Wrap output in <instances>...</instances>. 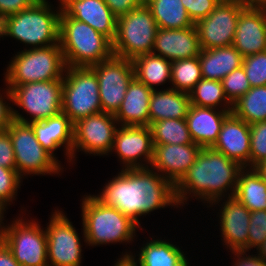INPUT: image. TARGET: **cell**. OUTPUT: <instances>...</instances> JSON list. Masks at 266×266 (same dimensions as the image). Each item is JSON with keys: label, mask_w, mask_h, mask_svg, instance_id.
Wrapping results in <instances>:
<instances>
[{"label": "cell", "mask_w": 266, "mask_h": 266, "mask_svg": "<svg viewBox=\"0 0 266 266\" xmlns=\"http://www.w3.org/2000/svg\"><path fill=\"white\" fill-rule=\"evenodd\" d=\"M189 18L195 24L197 21L207 17L220 0H181Z\"/></svg>", "instance_id": "41"}, {"label": "cell", "mask_w": 266, "mask_h": 266, "mask_svg": "<svg viewBox=\"0 0 266 266\" xmlns=\"http://www.w3.org/2000/svg\"><path fill=\"white\" fill-rule=\"evenodd\" d=\"M82 216L84 238L89 245L129 242L139 226L116 208L103 205L94 195L83 198Z\"/></svg>", "instance_id": "5"}, {"label": "cell", "mask_w": 266, "mask_h": 266, "mask_svg": "<svg viewBox=\"0 0 266 266\" xmlns=\"http://www.w3.org/2000/svg\"><path fill=\"white\" fill-rule=\"evenodd\" d=\"M59 43L67 67H91L112 55V42L87 23L60 14Z\"/></svg>", "instance_id": "3"}, {"label": "cell", "mask_w": 266, "mask_h": 266, "mask_svg": "<svg viewBox=\"0 0 266 266\" xmlns=\"http://www.w3.org/2000/svg\"><path fill=\"white\" fill-rule=\"evenodd\" d=\"M14 150L16 172L23 174H51L60 172V164L37 141L30 123L13 120L6 128ZM23 173V174H22Z\"/></svg>", "instance_id": "10"}, {"label": "cell", "mask_w": 266, "mask_h": 266, "mask_svg": "<svg viewBox=\"0 0 266 266\" xmlns=\"http://www.w3.org/2000/svg\"><path fill=\"white\" fill-rule=\"evenodd\" d=\"M159 52L156 54V51ZM201 47L194 26L182 29L158 28L152 53L171 62L199 56Z\"/></svg>", "instance_id": "20"}, {"label": "cell", "mask_w": 266, "mask_h": 266, "mask_svg": "<svg viewBox=\"0 0 266 266\" xmlns=\"http://www.w3.org/2000/svg\"><path fill=\"white\" fill-rule=\"evenodd\" d=\"M238 3L242 7L261 8L265 0H229Z\"/></svg>", "instance_id": "48"}, {"label": "cell", "mask_w": 266, "mask_h": 266, "mask_svg": "<svg viewBox=\"0 0 266 266\" xmlns=\"http://www.w3.org/2000/svg\"><path fill=\"white\" fill-rule=\"evenodd\" d=\"M158 26L150 9L144 3L117 18L116 35L112 41L114 56L133 60L152 53Z\"/></svg>", "instance_id": "7"}, {"label": "cell", "mask_w": 266, "mask_h": 266, "mask_svg": "<svg viewBox=\"0 0 266 266\" xmlns=\"http://www.w3.org/2000/svg\"><path fill=\"white\" fill-rule=\"evenodd\" d=\"M189 97L191 105L215 109L222 101H226L225 106L232 108L224 94L221 81L202 78L189 92Z\"/></svg>", "instance_id": "35"}, {"label": "cell", "mask_w": 266, "mask_h": 266, "mask_svg": "<svg viewBox=\"0 0 266 266\" xmlns=\"http://www.w3.org/2000/svg\"><path fill=\"white\" fill-rule=\"evenodd\" d=\"M21 179L22 177L16 170L0 166V205L4 208L8 202L14 199Z\"/></svg>", "instance_id": "39"}, {"label": "cell", "mask_w": 266, "mask_h": 266, "mask_svg": "<svg viewBox=\"0 0 266 266\" xmlns=\"http://www.w3.org/2000/svg\"><path fill=\"white\" fill-rule=\"evenodd\" d=\"M153 145L194 143L186 119H165L149 125Z\"/></svg>", "instance_id": "33"}, {"label": "cell", "mask_w": 266, "mask_h": 266, "mask_svg": "<svg viewBox=\"0 0 266 266\" xmlns=\"http://www.w3.org/2000/svg\"><path fill=\"white\" fill-rule=\"evenodd\" d=\"M248 251L266 240V210L252 211L248 228Z\"/></svg>", "instance_id": "40"}, {"label": "cell", "mask_w": 266, "mask_h": 266, "mask_svg": "<svg viewBox=\"0 0 266 266\" xmlns=\"http://www.w3.org/2000/svg\"><path fill=\"white\" fill-rule=\"evenodd\" d=\"M111 12L117 17H121L131 10L142 6L145 0H104Z\"/></svg>", "instance_id": "43"}, {"label": "cell", "mask_w": 266, "mask_h": 266, "mask_svg": "<svg viewBox=\"0 0 266 266\" xmlns=\"http://www.w3.org/2000/svg\"><path fill=\"white\" fill-rule=\"evenodd\" d=\"M66 63L60 44L25 49L13 58L7 69L8 86L63 80Z\"/></svg>", "instance_id": "6"}, {"label": "cell", "mask_w": 266, "mask_h": 266, "mask_svg": "<svg viewBox=\"0 0 266 266\" xmlns=\"http://www.w3.org/2000/svg\"><path fill=\"white\" fill-rule=\"evenodd\" d=\"M49 223L45 229L49 266H80V238L71 222L61 211H55Z\"/></svg>", "instance_id": "15"}, {"label": "cell", "mask_w": 266, "mask_h": 266, "mask_svg": "<svg viewBox=\"0 0 266 266\" xmlns=\"http://www.w3.org/2000/svg\"><path fill=\"white\" fill-rule=\"evenodd\" d=\"M259 169L262 171V173L266 176V162L265 163H263L260 167H259Z\"/></svg>", "instance_id": "53"}, {"label": "cell", "mask_w": 266, "mask_h": 266, "mask_svg": "<svg viewBox=\"0 0 266 266\" xmlns=\"http://www.w3.org/2000/svg\"><path fill=\"white\" fill-rule=\"evenodd\" d=\"M0 266H20L13 257L12 252L0 239Z\"/></svg>", "instance_id": "47"}, {"label": "cell", "mask_w": 266, "mask_h": 266, "mask_svg": "<svg viewBox=\"0 0 266 266\" xmlns=\"http://www.w3.org/2000/svg\"><path fill=\"white\" fill-rule=\"evenodd\" d=\"M242 66L251 87L266 85V51L244 57Z\"/></svg>", "instance_id": "38"}, {"label": "cell", "mask_w": 266, "mask_h": 266, "mask_svg": "<svg viewBox=\"0 0 266 266\" xmlns=\"http://www.w3.org/2000/svg\"><path fill=\"white\" fill-rule=\"evenodd\" d=\"M63 80L25 83L19 86H9L6 94L14 102L32 116L28 121L16 110L13 118L19 122L30 123L42 121L62 112Z\"/></svg>", "instance_id": "9"}, {"label": "cell", "mask_w": 266, "mask_h": 266, "mask_svg": "<svg viewBox=\"0 0 266 266\" xmlns=\"http://www.w3.org/2000/svg\"><path fill=\"white\" fill-rule=\"evenodd\" d=\"M189 93L169 88L152 92L149 102L150 124L165 119H186L190 107Z\"/></svg>", "instance_id": "27"}, {"label": "cell", "mask_w": 266, "mask_h": 266, "mask_svg": "<svg viewBox=\"0 0 266 266\" xmlns=\"http://www.w3.org/2000/svg\"><path fill=\"white\" fill-rule=\"evenodd\" d=\"M0 166L16 170L12 141L7 130H0Z\"/></svg>", "instance_id": "42"}, {"label": "cell", "mask_w": 266, "mask_h": 266, "mask_svg": "<svg viewBox=\"0 0 266 266\" xmlns=\"http://www.w3.org/2000/svg\"><path fill=\"white\" fill-rule=\"evenodd\" d=\"M115 123L117 120L114 114L105 112L90 115L74 123L71 160L76 149L94 155L112 152L117 130Z\"/></svg>", "instance_id": "13"}, {"label": "cell", "mask_w": 266, "mask_h": 266, "mask_svg": "<svg viewBox=\"0 0 266 266\" xmlns=\"http://www.w3.org/2000/svg\"><path fill=\"white\" fill-rule=\"evenodd\" d=\"M34 2H46V0H33Z\"/></svg>", "instance_id": "55"}, {"label": "cell", "mask_w": 266, "mask_h": 266, "mask_svg": "<svg viewBox=\"0 0 266 266\" xmlns=\"http://www.w3.org/2000/svg\"><path fill=\"white\" fill-rule=\"evenodd\" d=\"M0 239L20 266H49L47 235L38 223H25L19 218L11 225L3 226Z\"/></svg>", "instance_id": "11"}, {"label": "cell", "mask_w": 266, "mask_h": 266, "mask_svg": "<svg viewBox=\"0 0 266 266\" xmlns=\"http://www.w3.org/2000/svg\"><path fill=\"white\" fill-rule=\"evenodd\" d=\"M139 266H188V262L177 246L161 240L146 243L139 253Z\"/></svg>", "instance_id": "31"}, {"label": "cell", "mask_w": 266, "mask_h": 266, "mask_svg": "<svg viewBox=\"0 0 266 266\" xmlns=\"http://www.w3.org/2000/svg\"><path fill=\"white\" fill-rule=\"evenodd\" d=\"M262 10L264 11V13H265V16H266V0H265V2H264V4L262 5Z\"/></svg>", "instance_id": "54"}, {"label": "cell", "mask_w": 266, "mask_h": 266, "mask_svg": "<svg viewBox=\"0 0 266 266\" xmlns=\"http://www.w3.org/2000/svg\"><path fill=\"white\" fill-rule=\"evenodd\" d=\"M99 85L102 112L115 114L135 78L133 61L112 55L109 59L91 66Z\"/></svg>", "instance_id": "12"}, {"label": "cell", "mask_w": 266, "mask_h": 266, "mask_svg": "<svg viewBox=\"0 0 266 266\" xmlns=\"http://www.w3.org/2000/svg\"><path fill=\"white\" fill-rule=\"evenodd\" d=\"M135 78L154 90L153 85H161L171 80L172 62L153 53L142 54L133 60Z\"/></svg>", "instance_id": "30"}, {"label": "cell", "mask_w": 266, "mask_h": 266, "mask_svg": "<svg viewBox=\"0 0 266 266\" xmlns=\"http://www.w3.org/2000/svg\"><path fill=\"white\" fill-rule=\"evenodd\" d=\"M201 147L196 143L154 145L151 167L164 172L176 185L195 162Z\"/></svg>", "instance_id": "18"}, {"label": "cell", "mask_w": 266, "mask_h": 266, "mask_svg": "<svg viewBox=\"0 0 266 266\" xmlns=\"http://www.w3.org/2000/svg\"><path fill=\"white\" fill-rule=\"evenodd\" d=\"M201 79L199 56L172 62V89L189 93Z\"/></svg>", "instance_id": "34"}, {"label": "cell", "mask_w": 266, "mask_h": 266, "mask_svg": "<svg viewBox=\"0 0 266 266\" xmlns=\"http://www.w3.org/2000/svg\"><path fill=\"white\" fill-rule=\"evenodd\" d=\"M245 169L239 162L227 158L212 147L201 148L195 162L175 185L178 205L184 204L186 195L193 193L209 203L218 202L226 189L231 188L229 197L236 191L240 171ZM191 192V193H190Z\"/></svg>", "instance_id": "2"}, {"label": "cell", "mask_w": 266, "mask_h": 266, "mask_svg": "<svg viewBox=\"0 0 266 266\" xmlns=\"http://www.w3.org/2000/svg\"><path fill=\"white\" fill-rule=\"evenodd\" d=\"M33 0H0V16L5 18L31 7Z\"/></svg>", "instance_id": "44"}, {"label": "cell", "mask_w": 266, "mask_h": 266, "mask_svg": "<svg viewBox=\"0 0 266 266\" xmlns=\"http://www.w3.org/2000/svg\"><path fill=\"white\" fill-rule=\"evenodd\" d=\"M158 28L182 29L194 26L181 0H145Z\"/></svg>", "instance_id": "29"}, {"label": "cell", "mask_w": 266, "mask_h": 266, "mask_svg": "<svg viewBox=\"0 0 266 266\" xmlns=\"http://www.w3.org/2000/svg\"><path fill=\"white\" fill-rule=\"evenodd\" d=\"M243 58L233 45L201 49L199 62L202 78L221 81L234 69L242 66Z\"/></svg>", "instance_id": "26"}, {"label": "cell", "mask_w": 266, "mask_h": 266, "mask_svg": "<svg viewBox=\"0 0 266 266\" xmlns=\"http://www.w3.org/2000/svg\"><path fill=\"white\" fill-rule=\"evenodd\" d=\"M232 113L248 124L266 120V85L251 87L232 104Z\"/></svg>", "instance_id": "32"}, {"label": "cell", "mask_w": 266, "mask_h": 266, "mask_svg": "<svg viewBox=\"0 0 266 266\" xmlns=\"http://www.w3.org/2000/svg\"><path fill=\"white\" fill-rule=\"evenodd\" d=\"M4 18L0 16V36H3Z\"/></svg>", "instance_id": "52"}, {"label": "cell", "mask_w": 266, "mask_h": 266, "mask_svg": "<svg viewBox=\"0 0 266 266\" xmlns=\"http://www.w3.org/2000/svg\"><path fill=\"white\" fill-rule=\"evenodd\" d=\"M153 90L134 78L128 85L125 97L114 114L122 126H149V102Z\"/></svg>", "instance_id": "24"}, {"label": "cell", "mask_w": 266, "mask_h": 266, "mask_svg": "<svg viewBox=\"0 0 266 266\" xmlns=\"http://www.w3.org/2000/svg\"><path fill=\"white\" fill-rule=\"evenodd\" d=\"M5 210V208L3 207V206H1L0 205V233H1V230H2V226H1V224H2V219H3V211Z\"/></svg>", "instance_id": "51"}, {"label": "cell", "mask_w": 266, "mask_h": 266, "mask_svg": "<svg viewBox=\"0 0 266 266\" xmlns=\"http://www.w3.org/2000/svg\"><path fill=\"white\" fill-rule=\"evenodd\" d=\"M244 7L233 1H221L205 18L194 25L201 49H212L233 44L238 17Z\"/></svg>", "instance_id": "14"}, {"label": "cell", "mask_w": 266, "mask_h": 266, "mask_svg": "<svg viewBox=\"0 0 266 266\" xmlns=\"http://www.w3.org/2000/svg\"><path fill=\"white\" fill-rule=\"evenodd\" d=\"M244 173L242 169L234 197L250 212L266 210V176L259 168Z\"/></svg>", "instance_id": "28"}, {"label": "cell", "mask_w": 266, "mask_h": 266, "mask_svg": "<svg viewBox=\"0 0 266 266\" xmlns=\"http://www.w3.org/2000/svg\"><path fill=\"white\" fill-rule=\"evenodd\" d=\"M62 87V112L72 123L102 112L99 85L91 67H66Z\"/></svg>", "instance_id": "8"}, {"label": "cell", "mask_w": 266, "mask_h": 266, "mask_svg": "<svg viewBox=\"0 0 266 266\" xmlns=\"http://www.w3.org/2000/svg\"><path fill=\"white\" fill-rule=\"evenodd\" d=\"M4 98L0 96V130H6V128L12 123L13 109L3 101Z\"/></svg>", "instance_id": "46"}, {"label": "cell", "mask_w": 266, "mask_h": 266, "mask_svg": "<svg viewBox=\"0 0 266 266\" xmlns=\"http://www.w3.org/2000/svg\"><path fill=\"white\" fill-rule=\"evenodd\" d=\"M232 112V108H224L216 112L214 108L190 105L186 122L194 143L201 148L212 147L218 139L224 119Z\"/></svg>", "instance_id": "22"}, {"label": "cell", "mask_w": 266, "mask_h": 266, "mask_svg": "<svg viewBox=\"0 0 266 266\" xmlns=\"http://www.w3.org/2000/svg\"><path fill=\"white\" fill-rule=\"evenodd\" d=\"M212 148L246 168L250 157V124L231 112L224 119L218 139Z\"/></svg>", "instance_id": "21"}, {"label": "cell", "mask_w": 266, "mask_h": 266, "mask_svg": "<svg viewBox=\"0 0 266 266\" xmlns=\"http://www.w3.org/2000/svg\"><path fill=\"white\" fill-rule=\"evenodd\" d=\"M122 169L104 187L100 195L94 196L103 205L114 207L138 225V216L178 205L175 185L164 174H157L148 168Z\"/></svg>", "instance_id": "1"}, {"label": "cell", "mask_w": 266, "mask_h": 266, "mask_svg": "<svg viewBox=\"0 0 266 266\" xmlns=\"http://www.w3.org/2000/svg\"><path fill=\"white\" fill-rule=\"evenodd\" d=\"M232 45L243 57L266 51V16L262 8L244 7L240 11Z\"/></svg>", "instance_id": "19"}, {"label": "cell", "mask_w": 266, "mask_h": 266, "mask_svg": "<svg viewBox=\"0 0 266 266\" xmlns=\"http://www.w3.org/2000/svg\"><path fill=\"white\" fill-rule=\"evenodd\" d=\"M61 11L68 17L87 23L111 42L116 35L117 17L104 0H60Z\"/></svg>", "instance_id": "17"}, {"label": "cell", "mask_w": 266, "mask_h": 266, "mask_svg": "<svg viewBox=\"0 0 266 266\" xmlns=\"http://www.w3.org/2000/svg\"><path fill=\"white\" fill-rule=\"evenodd\" d=\"M259 254L258 256L266 262V240L258 247Z\"/></svg>", "instance_id": "50"}, {"label": "cell", "mask_w": 266, "mask_h": 266, "mask_svg": "<svg viewBox=\"0 0 266 266\" xmlns=\"http://www.w3.org/2000/svg\"><path fill=\"white\" fill-rule=\"evenodd\" d=\"M233 253H235V256H238V260L235 261L236 263L234 264V266H266V262H264L259 256H243L246 251L244 250H234L232 251ZM240 256V257H239Z\"/></svg>", "instance_id": "45"}, {"label": "cell", "mask_w": 266, "mask_h": 266, "mask_svg": "<svg viewBox=\"0 0 266 266\" xmlns=\"http://www.w3.org/2000/svg\"><path fill=\"white\" fill-rule=\"evenodd\" d=\"M37 141L54 156L53 151L66 145V154L71 161L74 124L63 112L42 121L30 122Z\"/></svg>", "instance_id": "25"}, {"label": "cell", "mask_w": 266, "mask_h": 266, "mask_svg": "<svg viewBox=\"0 0 266 266\" xmlns=\"http://www.w3.org/2000/svg\"><path fill=\"white\" fill-rule=\"evenodd\" d=\"M115 266H138L137 262L135 261L133 255L126 254L122 258H120Z\"/></svg>", "instance_id": "49"}, {"label": "cell", "mask_w": 266, "mask_h": 266, "mask_svg": "<svg viewBox=\"0 0 266 266\" xmlns=\"http://www.w3.org/2000/svg\"><path fill=\"white\" fill-rule=\"evenodd\" d=\"M222 208L220 226L226 246L231 251H247L251 212L234 196L228 197Z\"/></svg>", "instance_id": "23"}, {"label": "cell", "mask_w": 266, "mask_h": 266, "mask_svg": "<svg viewBox=\"0 0 266 266\" xmlns=\"http://www.w3.org/2000/svg\"><path fill=\"white\" fill-rule=\"evenodd\" d=\"M125 164V169L145 168L137 162L143 155L150 164L153 159V138L149 126H122L116 130L112 150Z\"/></svg>", "instance_id": "16"}, {"label": "cell", "mask_w": 266, "mask_h": 266, "mask_svg": "<svg viewBox=\"0 0 266 266\" xmlns=\"http://www.w3.org/2000/svg\"><path fill=\"white\" fill-rule=\"evenodd\" d=\"M266 162V120L250 124L249 166L259 168Z\"/></svg>", "instance_id": "36"}, {"label": "cell", "mask_w": 266, "mask_h": 266, "mask_svg": "<svg viewBox=\"0 0 266 266\" xmlns=\"http://www.w3.org/2000/svg\"><path fill=\"white\" fill-rule=\"evenodd\" d=\"M223 90L226 98L231 104H234L248 90L251 89L249 80L246 77L243 66L234 69L222 80Z\"/></svg>", "instance_id": "37"}, {"label": "cell", "mask_w": 266, "mask_h": 266, "mask_svg": "<svg viewBox=\"0 0 266 266\" xmlns=\"http://www.w3.org/2000/svg\"><path fill=\"white\" fill-rule=\"evenodd\" d=\"M60 10L55 13L47 2H35L31 7L4 18L3 36H10L33 48L59 43ZM52 11V12H51Z\"/></svg>", "instance_id": "4"}]
</instances>
